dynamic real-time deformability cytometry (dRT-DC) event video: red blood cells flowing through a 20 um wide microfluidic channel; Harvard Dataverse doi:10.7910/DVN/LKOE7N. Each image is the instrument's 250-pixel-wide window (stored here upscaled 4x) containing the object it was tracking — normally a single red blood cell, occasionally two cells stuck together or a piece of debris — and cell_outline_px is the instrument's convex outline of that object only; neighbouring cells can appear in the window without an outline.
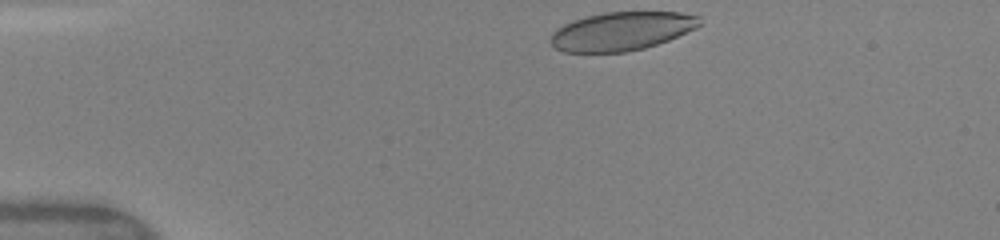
{"species": "human", "species_latin": "Homo sapiens", "temperature_condition": "warm", "stored_images_in_passage": 3, "camera_frame_rate_fps": 3000, "um_per_image_px": 0.085, "donor": {"sex": "female"}, "frame": {"image": 1, "passage_image": 1, "time_ms": 0.0, "image_size_px": [1000, 240], "cell_outline_px": [[700, 24], [696, 28], [668, 40], [644, 48], [624, 52], [564, 52], [556, 48], [548, 40], [552, 32], [556, 28], [572, 20], [604, 12], [680, 12], [700, 16]], "centroid_in_image_um": [52.81, 2.65], "position_along_channel_um": 32.2, "area_um2": 33.47}}